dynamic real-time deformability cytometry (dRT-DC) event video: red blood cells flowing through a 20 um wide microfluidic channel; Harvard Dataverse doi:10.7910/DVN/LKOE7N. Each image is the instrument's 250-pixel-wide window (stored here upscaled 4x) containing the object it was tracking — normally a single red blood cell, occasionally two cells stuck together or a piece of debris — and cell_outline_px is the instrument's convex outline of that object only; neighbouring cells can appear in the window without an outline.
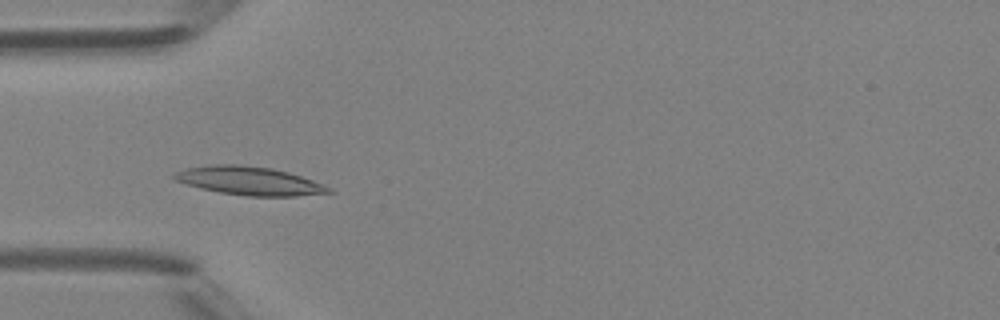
{"species": "Egyptian fruit bat (a non-hibernating species)", "species_latin": "Rousettus aegyptiacus", "temperature_condition": "room temperature", "stored_images_in_passage": 37, "camera_frame_rate_fps": 3000, "um_per_image_px": 0.085, "animal": {"sex": "female"}, "frame": {"image": 1, "passage_image": 8, "time_ms": 2.333, "image_size_px": [1000, 320], "cell_outline_px": [[336, 192], [296, 196], [248, 196], [220, 192], [200, 188], [184, 184], [176, 180], [172, 176], [176, 172], [188, 168], [212, 164], [240, 164], [272, 168], [288, 172], [324, 184], [332, 188]], "centroid_in_image_um": [21.22, 15.37], "position_along_channel_um": 63.8, "area_um2": 25.61}}
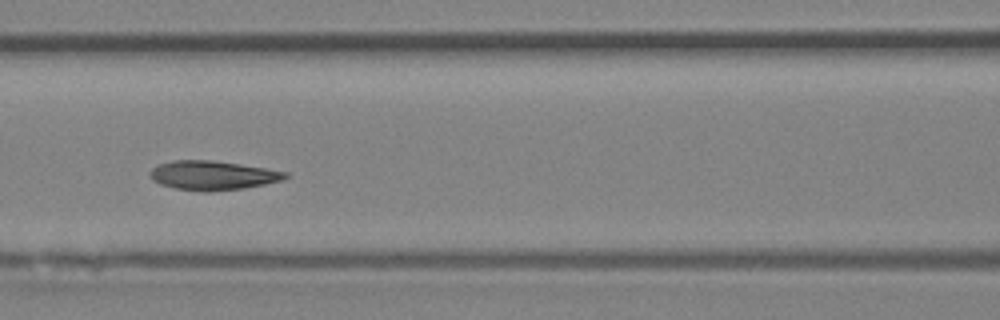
{"frame": {"image": 2, "passage_image": 14, "time_ms": 4.333, "image_size_px": [1000, 320], "cell_outline_px": [[288, 176], [284, 180], [244, 188], [208, 192], [176, 188], [160, 184], [152, 180], [152, 168], [156, 164], [172, 160], [212, 160], [240, 164], [288, 172]], "centroid_in_image_um": [18.08, 14.9], "position_along_channel_um": 148.5, "area_um2": 22.89}}
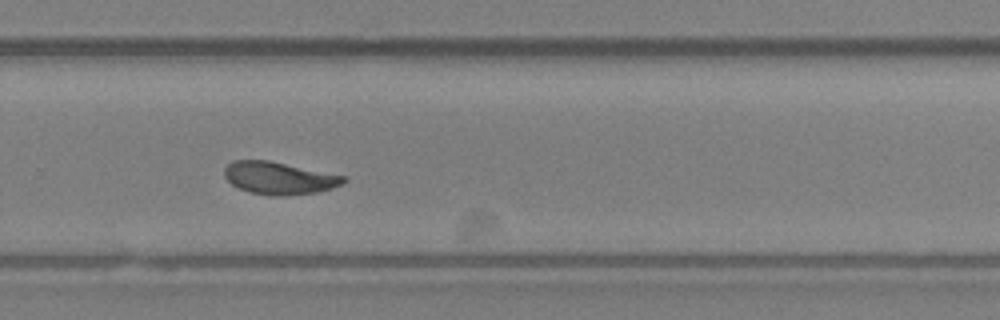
{"frame": {"image": 3, "passage_image": 25, "time_ms": 8.0, "image_size_px": [1000, 320], "cell_outline_px": [[348, 180], [332, 188], [316, 192], [284, 196], [272, 196], [248, 192], [232, 184], [224, 176], [224, 168], [232, 160], [268, 160], [348, 176]], "centroid_in_image_um": [23.73, 15.13], "position_along_channel_um": 306.1, "area_um2": 22.66}, "authors_computed_cell_mechanics": {"area_um2": 23.0622, "velocity_mm_per_s": 4.3121, "shape_relaxation_time_tau1_ms": 3.8973, "shape_relaxation_time_tau2_ms": 1.1744, "deformation_change_tau1": 0.128, "deformation_change_tau2": 0.0556}}